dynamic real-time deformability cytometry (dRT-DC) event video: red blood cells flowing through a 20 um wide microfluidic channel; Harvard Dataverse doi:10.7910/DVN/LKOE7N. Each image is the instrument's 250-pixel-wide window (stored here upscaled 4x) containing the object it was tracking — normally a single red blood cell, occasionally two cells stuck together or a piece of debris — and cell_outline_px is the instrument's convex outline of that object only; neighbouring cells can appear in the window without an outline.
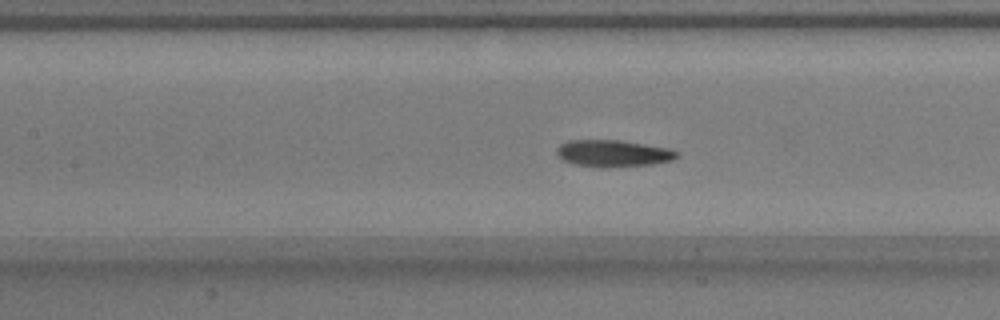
{"species": "common noctule bat (a hibernating species)", "species_latin": "Nyctalus noctula", "temperature_condition": "warm", "stored_images_in_passage": 42, "camera_frame_rate_fps": 3000, "um_per_image_px": 0.085, "animal": {"sex": "male", "body_mass_g": 17.9}, "frame": {"image": 1, "passage_image": 16, "time_ms": 5.0, "image_size_px": [1000, 320], "cell_outline_px": [[680, 156], [672, 160], [652, 164], [604, 168], [600, 168], [576, 164], [564, 160], [556, 156], [556, 148], [560, 144], [568, 140], [620, 140], [668, 148], [680, 152]], "centroid_in_image_um": [52.11, 13.04], "position_along_channel_um": 155.3, "area_um2": 18.96}}
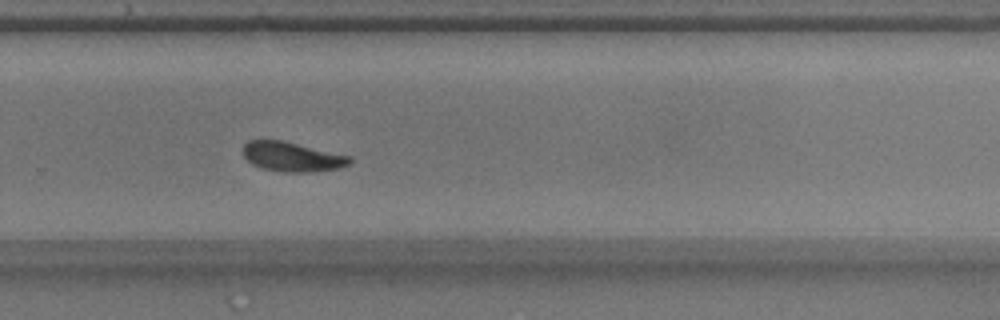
{"frame": {"image": 2, "passage_image": 28, "time_ms": 9.0, "image_size_px": [1000, 320], "cell_outline_px": [[352, 160], [348, 164], [340, 168], [312, 172], [284, 172], [260, 168], [252, 164], [240, 152], [244, 144], [248, 140], [280, 140], [352, 156]], "centroid_in_image_um": [24.8, 13.33], "position_along_channel_um": 305.0, "area_um2": 18.5}}
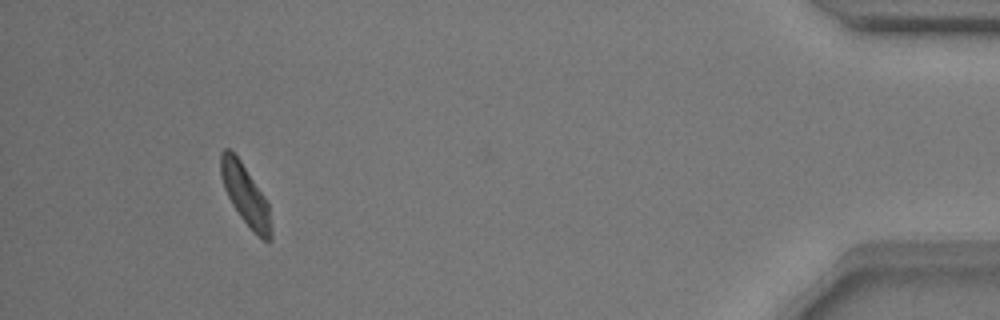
{"frame": {"image": 3, "passage_image": 42, "time_ms": 13.667, "image_size_px": [1000, 320], "cell_outline_px": [[272, 240], [264, 240], [252, 232], [240, 216], [232, 204], [224, 188], [220, 176], [220, 152], [224, 148], [228, 148], [240, 160], [268, 200], [272, 228]], "centroid_in_image_um": [20.87, 16.59], "position_along_channel_um": 414.3, "area_um2": 17.92}, "authors_computed_cell_mechanics": {"area_um2": 18.2359, "velocity_mm_per_s": 3.756, "shape_relaxation_time_tau1_ms": 4.8439, "shape_relaxation_time_tau2_ms": 4.0307, "deformation_change_tau1": 0.1293, "deformation_change_tau2": 0.0978}}